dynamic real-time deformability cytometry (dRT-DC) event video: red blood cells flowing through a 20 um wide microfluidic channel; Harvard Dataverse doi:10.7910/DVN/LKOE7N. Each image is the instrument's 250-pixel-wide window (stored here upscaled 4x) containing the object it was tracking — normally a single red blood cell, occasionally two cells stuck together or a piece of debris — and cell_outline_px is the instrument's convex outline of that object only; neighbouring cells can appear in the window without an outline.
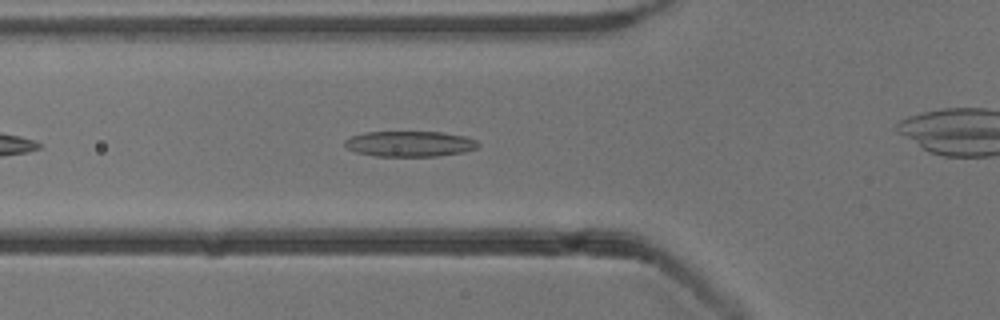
{"species": "common noctule bat (a hibernating species)", "species_latin": "Nyctalus noctula", "temperature_condition": "cold", "stored_images_in_passage": 38, "camera_frame_rate_fps": 3000, "um_per_image_px": 0.085, "animal": {"sex": "male", "body_mass_g": 13.3}, "frame": {"image": 1, "passage_image": 7, "time_ms": 2.0, "image_size_px": [1000, 320], "cell_outline_px": [[480, 144], [476, 148], [464, 152], [436, 156], [376, 156], [356, 152], [348, 148], [344, 144], [344, 140], [352, 136], [364, 132], [440, 132], [464, 136], [476, 140]], "centroid_in_image_um": [34.82, 12.22], "position_along_channel_um": 91.0, "area_um2": 19.77}}
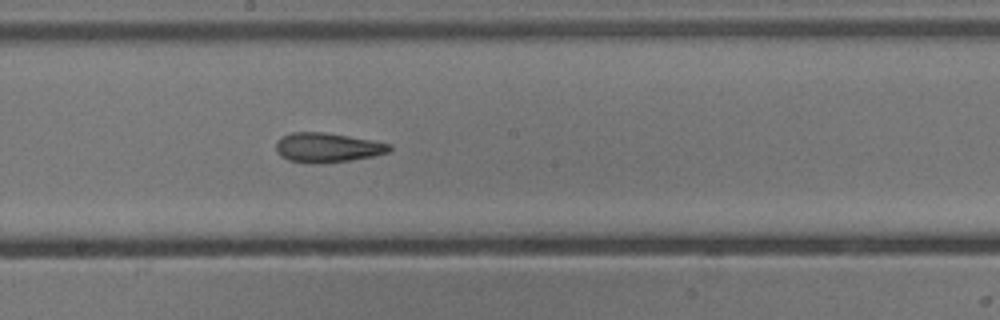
{"frame": {"image": 2, "passage_image": 17, "time_ms": 5.333, "image_size_px": [1000, 320], "cell_outline_px": [[392, 148], [388, 152], [372, 156], [348, 160], [288, 160], [280, 156], [276, 152], [276, 140], [280, 136], [292, 132], [324, 132], [372, 140], [392, 144]], "centroid_in_image_um": [27.82, 12.48], "position_along_channel_um": 220.4, "area_um2": 18.67}}
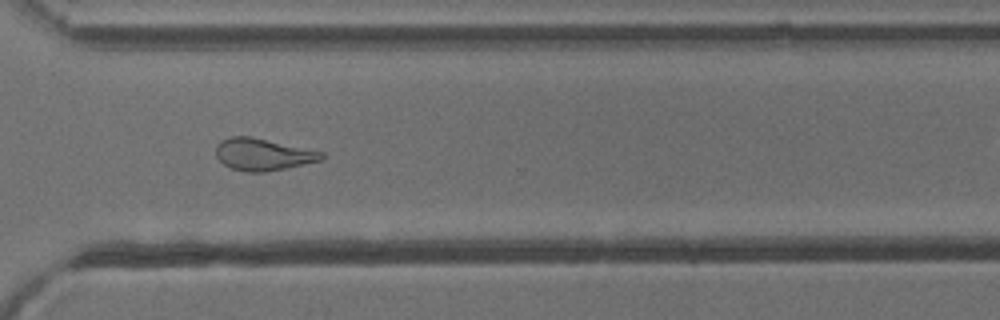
{"frame": {"image": 3, "passage_image": 27, "time_ms": 8.667, "image_size_px": [1000, 320], "cell_outline_px": [[324, 156], [320, 160], [284, 168], [264, 172], [248, 172], [232, 168], [224, 164], [216, 156], [216, 144], [220, 140], [228, 136], [252, 136], [324, 152]], "centroid_in_image_um": [22.3, 13.1], "position_along_channel_um": 348.3, "area_um2": 19.59}}